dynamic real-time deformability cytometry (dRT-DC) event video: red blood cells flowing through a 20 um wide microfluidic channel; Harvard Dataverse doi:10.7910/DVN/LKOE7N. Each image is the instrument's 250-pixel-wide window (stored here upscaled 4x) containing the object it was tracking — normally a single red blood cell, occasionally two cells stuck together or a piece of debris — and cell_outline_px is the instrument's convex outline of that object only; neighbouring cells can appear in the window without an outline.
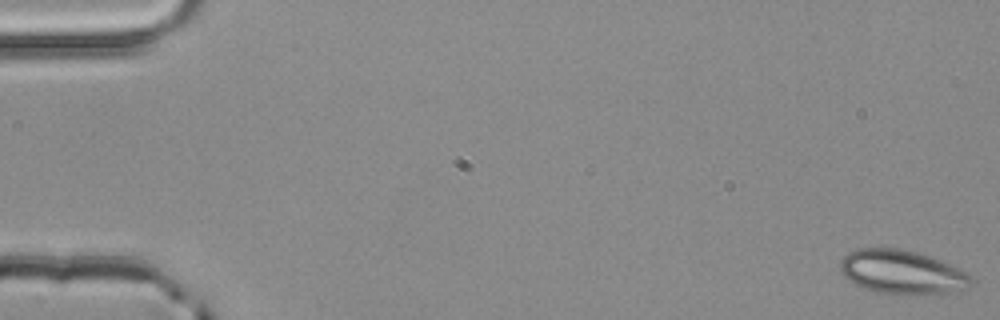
{"species": "common noctule bat (a hibernating species)", "species_latin": "Nyctalus noctula", "temperature_condition": "room temperature", "stored_images_in_passage": 4, "camera_frame_rate_fps": 3000, "um_per_image_px": 0.085, "animal": {"sex": "male", "body_mass_g": 20.4}, "frame": {"image": 1, "passage_image": 1, "time_ms": 0.0, "image_size_px": [1000, 320], "cell_outline_px": [[972, 284], [964, 288], [948, 292], [916, 296], [876, 292], [864, 288], [848, 280], [840, 272], [840, 260], [848, 252], [856, 248], [900, 248], [916, 252], [940, 260], [972, 276]], "centroid_in_image_um": [76.62, 23.14], "position_along_channel_um": 8.4, "area_um2": 33.58}}